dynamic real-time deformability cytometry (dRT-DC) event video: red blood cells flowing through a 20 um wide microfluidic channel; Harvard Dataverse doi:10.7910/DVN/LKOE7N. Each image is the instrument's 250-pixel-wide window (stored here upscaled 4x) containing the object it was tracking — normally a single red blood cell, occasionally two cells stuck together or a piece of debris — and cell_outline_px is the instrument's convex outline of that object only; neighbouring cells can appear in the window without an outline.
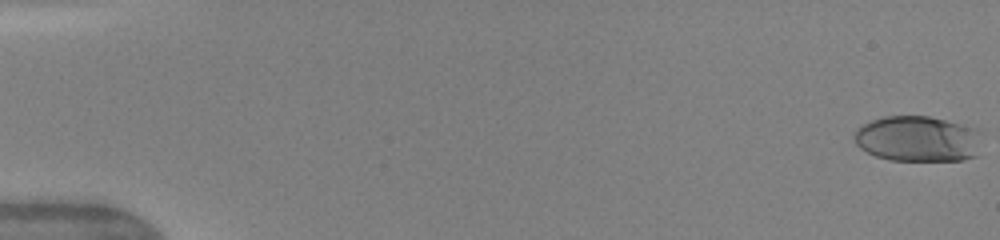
{"species": "human", "species_latin": "Homo sapiens", "temperature_condition": "warm", "stored_images_in_passage": 49, "camera_frame_rate_fps": 3000, "um_per_image_px": 0.085, "donor": {"sex": "female"}, "frame": {"image": 1, "passage_image": 1, "time_ms": 0.0, "image_size_px": [1000, 240], "cell_outline_px": [[984, 132], [976, 156], [964, 160], [892, 160], [876, 156], [860, 148], [856, 144], [852, 136], [856, 128], [872, 120], [884, 116], [928, 116], [980, 128]], "centroid_in_image_um": [78.06, 11.79], "position_along_channel_um": 6.9, "area_um2": 34.51}}
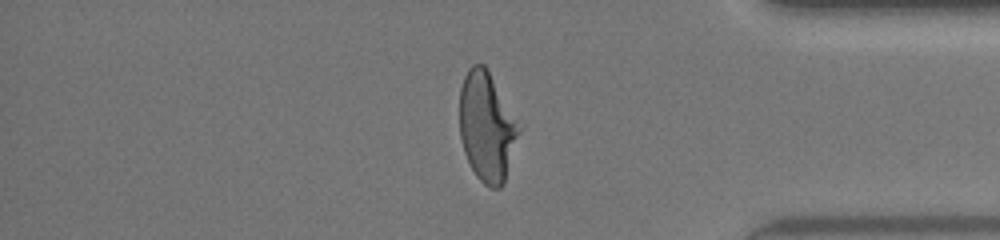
{"frame": {"image": 2, "passage_image": 42, "time_ms": 13.667, "image_size_px": [1000, 240], "cell_outline_px": [[520, 128], [504, 184], [500, 188], [492, 188], [484, 184], [476, 176], [464, 152], [460, 136], [460, 88], [464, 76], [468, 68], [472, 64], [484, 64], [488, 68]], "centroid_in_image_um": [41.35, 10.76], "position_along_channel_um": 393.8, "area_um2": 37.34}}
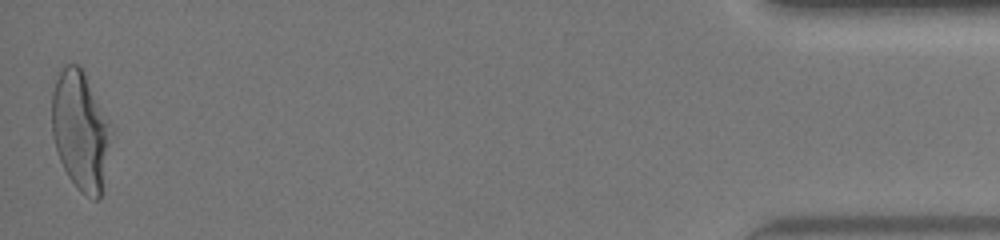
{"frame": {"image": 3, "passage_image": 49, "time_ms": 16.0, "image_size_px": [1000, 240], "cell_outline_px": [[108, 140], [100, 196], [96, 200], [92, 200], [80, 192], [76, 188], [68, 176], [60, 160], [52, 136], [52, 92], [56, 80], [64, 64], [76, 64], [84, 72], [104, 124]], "centroid_in_image_um": [6.71, 11.15], "position_along_channel_um": 428.5, "area_um2": 38.38}, "authors_computed_cell_mechanics": {"area_um2": 36.9342, "velocity_mm_per_s": 4.202, "shape_relaxation_time_tau1_ms": 5.3641, "shape_relaxation_time_tau2_ms": 0.6417, "deformation_change_tau1": 0.2301, "deformation_change_tau2": 0.0717}}